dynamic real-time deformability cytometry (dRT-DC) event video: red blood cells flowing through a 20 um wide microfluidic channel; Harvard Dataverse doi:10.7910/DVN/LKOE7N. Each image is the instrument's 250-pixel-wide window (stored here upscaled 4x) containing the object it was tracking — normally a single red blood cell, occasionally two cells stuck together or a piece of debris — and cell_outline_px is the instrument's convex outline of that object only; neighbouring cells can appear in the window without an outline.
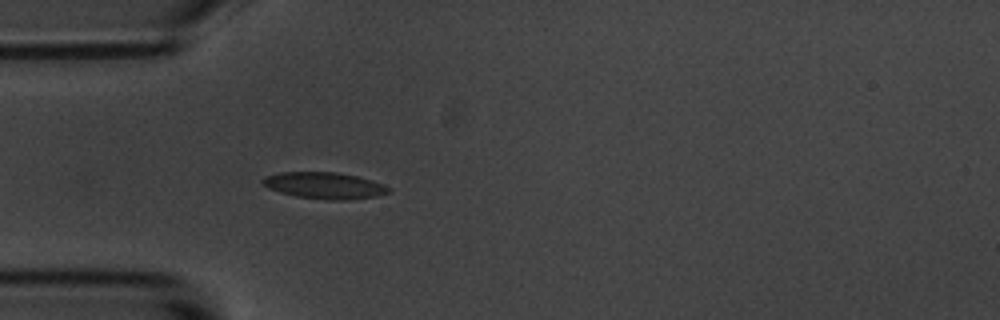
{"species": "common noctule bat (a hibernating species)", "species_latin": "Nyctalus noctula", "temperature_condition": "room temperature", "stored_images_in_passage": 3, "camera_frame_rate_fps": 3000, "um_per_image_px": 0.085, "animal": {"sex": "male", "body_mass_g": 20.1, "forearm_length_mm": 53.5}, "frame": {"image": 1, "passage_image": 3, "time_ms": 3.333, "image_size_px": [1000, 320], "cell_outline_px": [[392, 192], [376, 196], [348, 200], [324, 200], [296, 196], [280, 192], [268, 188], [260, 180], [268, 176], [280, 172], [336, 172], [356, 176], [372, 180], [384, 184], [392, 188]], "centroid_in_image_um": [27.63, 15.78], "position_along_channel_um": 57.4, "area_um2": 19.54}}